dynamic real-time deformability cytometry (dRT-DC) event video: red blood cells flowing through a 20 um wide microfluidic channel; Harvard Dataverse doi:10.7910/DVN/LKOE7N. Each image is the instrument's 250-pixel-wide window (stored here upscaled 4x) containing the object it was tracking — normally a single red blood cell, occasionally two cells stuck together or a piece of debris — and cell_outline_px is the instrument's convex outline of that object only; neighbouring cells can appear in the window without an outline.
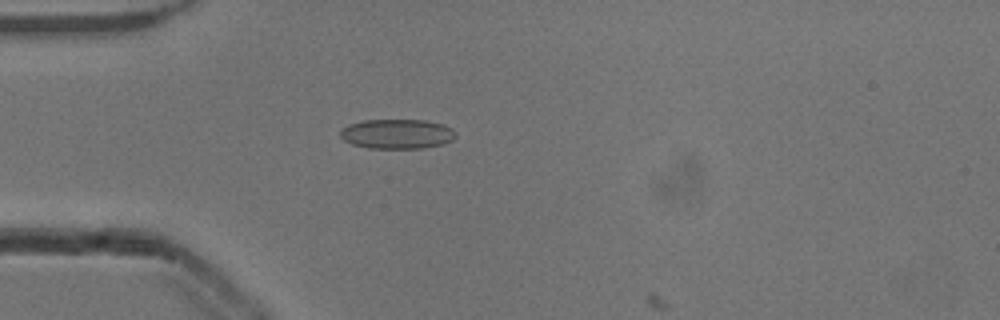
{"species": "common noctule bat (a hibernating species)", "species_latin": "Nyctalus noctula", "temperature_condition": "cold", "stored_images_in_passage": 16, "camera_frame_rate_fps": 3000, "um_per_image_px": 0.085, "animal": {"sex": "male", "body_mass_g": 13.3}, "frame": {"image": 1, "passage_image": 15, "time_ms": 4.667, "image_size_px": [1000, 320], "cell_outline_px": [[456, 136], [452, 140], [444, 144], [424, 148], [368, 148], [352, 144], [344, 140], [340, 136], [340, 128], [348, 124], [364, 120], [424, 120], [444, 124], [452, 128], [456, 132]], "centroid_in_image_um": [33.75, 11.38], "position_along_channel_um": 51.2, "area_um2": 20.17}}